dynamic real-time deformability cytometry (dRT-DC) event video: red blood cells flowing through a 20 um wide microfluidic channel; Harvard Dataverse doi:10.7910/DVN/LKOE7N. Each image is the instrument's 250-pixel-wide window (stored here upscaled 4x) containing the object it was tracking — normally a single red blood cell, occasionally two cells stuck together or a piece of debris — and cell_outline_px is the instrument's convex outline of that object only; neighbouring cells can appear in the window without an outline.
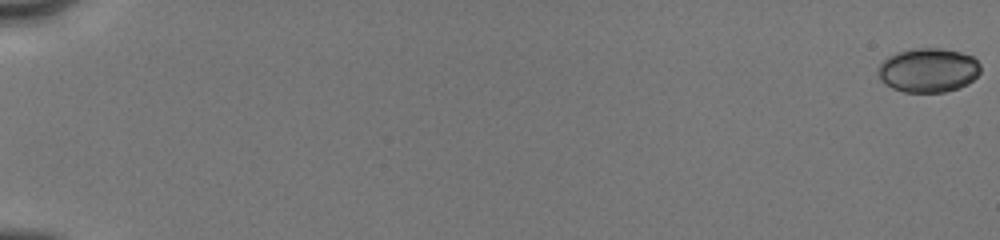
{"species": "human", "species_latin": "Homo sapiens", "temperature_condition": "cold", "stored_images_in_passage": 50, "camera_frame_rate_fps": 3000, "um_per_image_px": 0.085, "donor": {"sex": "male"}, "frame": {"image": 1, "passage_image": 1, "time_ms": 0.0, "image_size_px": [1000, 240], "cell_outline_px": [[980, 72], [968, 84], [960, 88], [944, 92], [904, 92], [892, 88], [884, 84], [880, 80], [876, 72], [880, 64], [888, 56], [896, 52], [912, 48], [940, 48], [960, 52], [972, 56], [980, 64]], "centroid_in_image_um": [78.87, 5.97], "position_along_channel_um": 6.1, "area_um2": 26.65}}
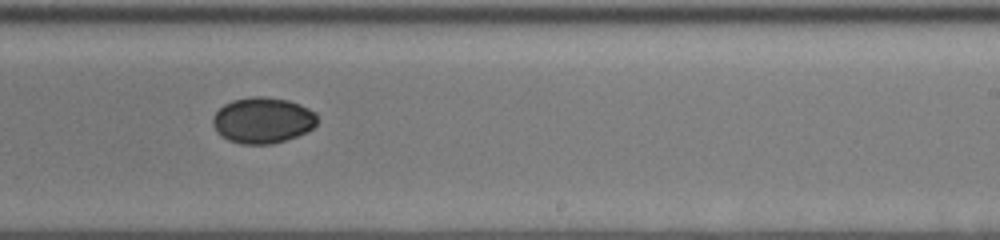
{"frame": {"image": 2, "passage_image": 27, "time_ms": 11.667, "image_size_px": [1000, 240], "cell_outline_px": [[316, 124], [312, 128], [296, 136], [272, 144], [240, 144], [228, 140], [220, 136], [216, 132], [212, 124], [212, 116], [224, 104], [232, 100], [248, 96], [264, 96], [288, 100], [300, 104], [316, 112]], "centroid_in_image_um": [22.28, 10.21], "position_along_channel_um": 266.7, "area_um2": 28.15}}
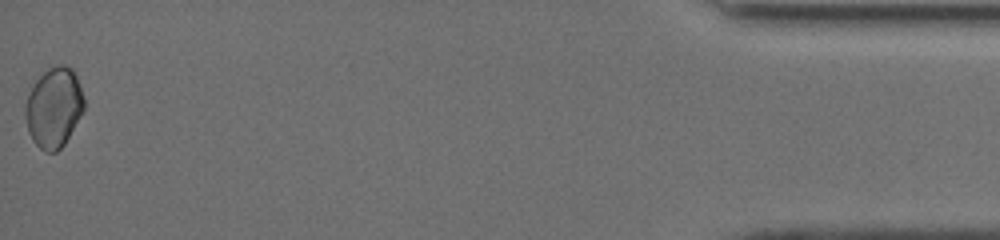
{"frame": {"image": 3, "passage_image": 50, "time_ms": 17.667, "image_size_px": [1000, 240], "cell_outline_px": [[84, 108], [80, 116], [64, 144], [56, 152], [44, 152], [32, 140], [28, 132], [24, 116], [24, 108], [28, 96], [36, 80], [48, 68], [56, 64], [64, 64], [72, 68], [80, 84], [84, 100]], "centroid_in_image_um": [4.57, 9.13], "position_along_channel_um": 430.6, "area_um2": 27.34}, "authors_computed_cell_mechanics": {"area_um2": 27.1082, "velocity_mm_per_s": 4.0481, "shape_relaxation_time_tau1_ms": null, "shape_relaxation_time_tau2_ms": 3.8516, "deformation_change_tau1": null, "deformation_change_tau2": 0.0186}}